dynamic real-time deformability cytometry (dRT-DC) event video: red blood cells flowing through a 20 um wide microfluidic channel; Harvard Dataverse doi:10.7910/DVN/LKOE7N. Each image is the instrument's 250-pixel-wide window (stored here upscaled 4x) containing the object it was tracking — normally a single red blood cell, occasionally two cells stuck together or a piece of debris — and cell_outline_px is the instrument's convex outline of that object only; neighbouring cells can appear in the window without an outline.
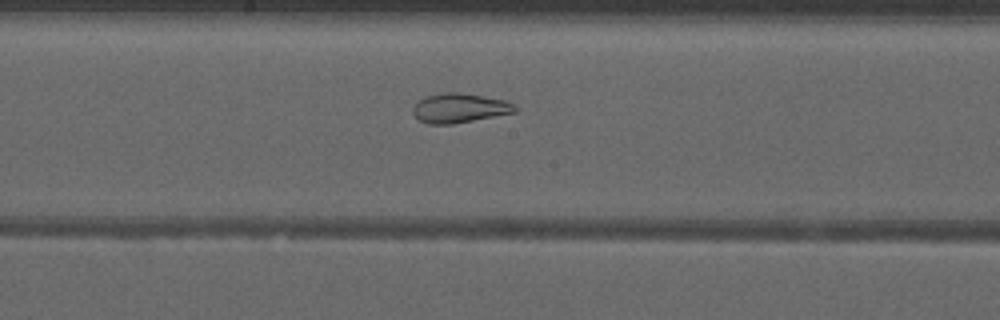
{"species": "common noctule bat (a hibernating species)", "species_latin": "Nyctalus noctula", "temperature_condition": "warm", "stored_images_in_passage": 36, "camera_frame_rate_fps": 3000, "um_per_image_px": 0.085, "animal": {"sex": "male", "forearm_length_mm": 52.5}, "frame": {"image": 1, "passage_image": 13, "time_ms": 4.0, "image_size_px": [1000, 320], "cell_outline_px": [[520, 108], [516, 112], [452, 124], [428, 124], [420, 120], [412, 112], [412, 108], [420, 100], [428, 96], [444, 92], [460, 92], [504, 100], [516, 104]], "centroid_in_image_um": [39.1, 9.18], "position_along_channel_um": 209.1, "area_um2": 17.4}}
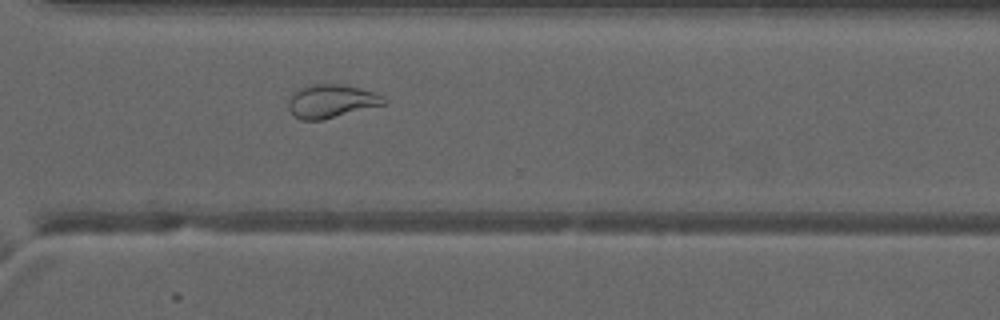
{"frame": {"image": 2, "passage_image": 23, "time_ms": 7.333, "image_size_px": [1000, 320], "cell_outline_px": [[388, 100], [384, 104], [324, 120], [300, 120], [288, 108], [288, 100], [300, 88], [316, 84], [344, 84], [360, 88], [384, 96]], "centroid_in_image_um": [28.19, 8.61], "position_along_channel_um": 342.4, "area_um2": 18.38}}
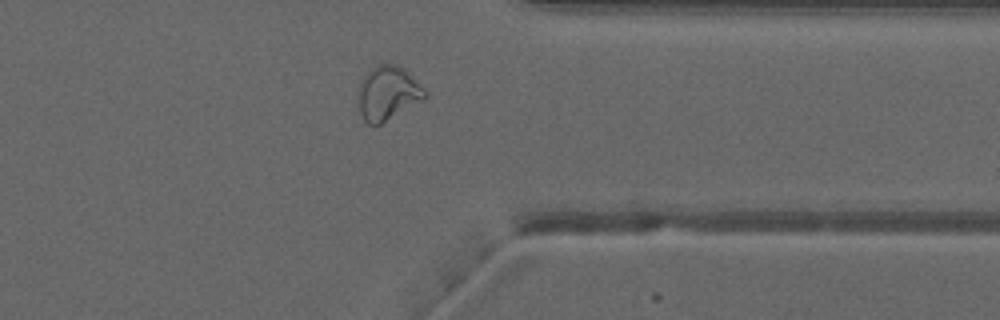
{"frame": {"image": 3, "passage_image": 26, "time_ms": 8.333, "image_size_px": [1000, 320], "cell_outline_px": [[428, 96], [424, 100], [380, 124], [368, 124], [364, 120], [360, 112], [360, 80], [372, 68], [380, 64], [396, 64], [404, 68], [428, 92]], "centroid_in_image_um": [33.01, 7.91], "position_along_channel_um": 378.4, "area_um2": 20.75}, "authors_computed_cell_mechanics": {"area_um2": 20.7213, "velocity_mm_per_s": 4.0042, "shape_relaxation_time_tau1_ms": null, "shape_relaxation_time_tau2_ms": 1.3926, "deformation_change_tau1": null, "deformation_change_tau2": 0.0788}}